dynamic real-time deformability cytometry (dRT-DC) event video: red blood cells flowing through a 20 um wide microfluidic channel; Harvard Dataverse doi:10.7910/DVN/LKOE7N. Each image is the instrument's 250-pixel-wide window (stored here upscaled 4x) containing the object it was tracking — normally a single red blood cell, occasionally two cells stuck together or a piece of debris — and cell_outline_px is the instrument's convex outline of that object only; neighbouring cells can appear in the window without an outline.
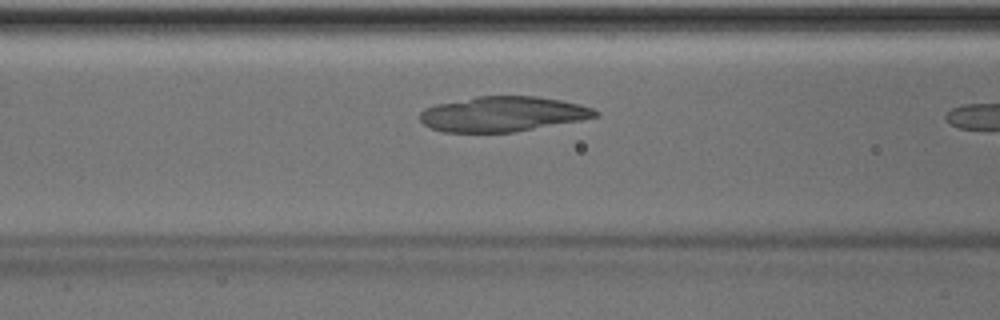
{"species": "Egyptian fruit bat (a non-hibernating species)", "species_latin": "Rousettus aegyptiacus", "temperature_condition": "room temperature", "stored_images_in_passage": 16, "camera_frame_rate_fps": 3000, "um_per_image_px": 0.085, "animal": {"sex": "male"}, "frame": {"image": 1, "passage_image": 14, "time_ms": 4.333, "image_size_px": [1000, 320], "cell_outline_px": [[600, 116], [580, 120], [516, 132], [444, 132], [432, 128], [424, 124], [420, 120], [420, 112], [424, 108], [436, 104], [476, 96], [536, 96], [560, 100], [580, 104], [592, 108], [600, 112]], "centroid_in_image_um": [42.74, 9.69], "position_along_channel_um": 123.9, "area_um2": 35.89}}